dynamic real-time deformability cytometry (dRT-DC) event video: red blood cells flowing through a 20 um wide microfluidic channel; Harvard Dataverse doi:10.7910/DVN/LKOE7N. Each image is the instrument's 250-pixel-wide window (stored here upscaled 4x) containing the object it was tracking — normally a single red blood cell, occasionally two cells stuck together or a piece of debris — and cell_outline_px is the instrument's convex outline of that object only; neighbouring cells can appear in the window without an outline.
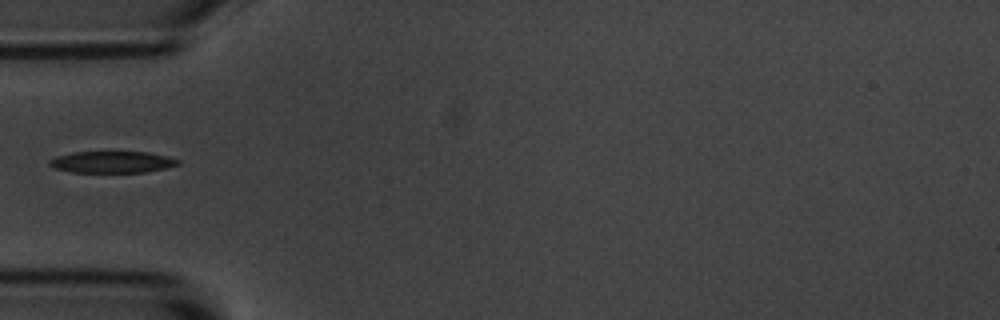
{"species": "common noctule bat (a hibernating species)", "species_latin": "Nyctalus noctula", "temperature_condition": "room temperature", "stored_images_in_passage": 38, "camera_frame_rate_fps": 3000, "um_per_image_px": 0.085, "animal": {"sex": "male", "body_mass_g": 20.1, "forearm_length_mm": 53.5}, "frame": {"image": 1, "passage_image": 1, "time_ms": 0.0, "image_size_px": [1000, 320], "cell_outline_px": [[180, 164], [168, 168], [144, 172], [72, 172], [56, 168], [48, 164], [48, 160], [56, 156], [72, 152], [148, 152], [168, 156], [180, 160]], "centroid_in_image_um": [9.56, 13.77], "position_along_channel_um": 75.4, "area_um2": 16.24}}
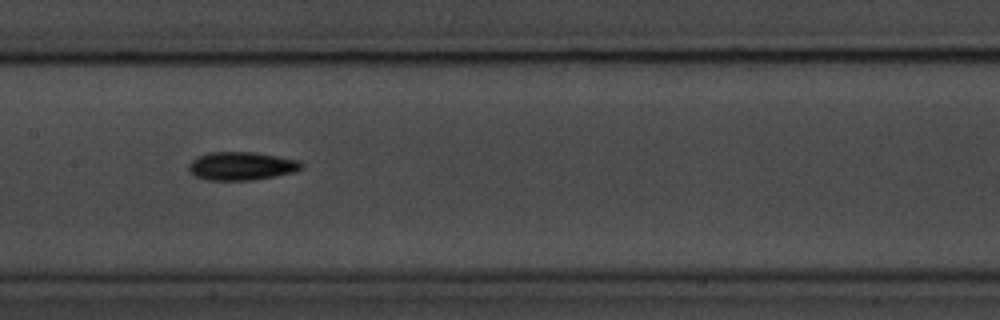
{"frame": {"image": 2, "passage_image": 10, "time_ms": 3.0, "image_size_px": [1000, 320], "cell_outline_px": [[304, 168], [296, 172], [276, 176], [252, 180], [208, 180], [196, 176], [188, 168], [188, 164], [196, 156], [208, 152], [252, 152], [300, 160], [304, 164]], "centroid_in_image_um": [20.56, 14.11], "position_along_channel_um": 186.8, "area_um2": 18.73}}
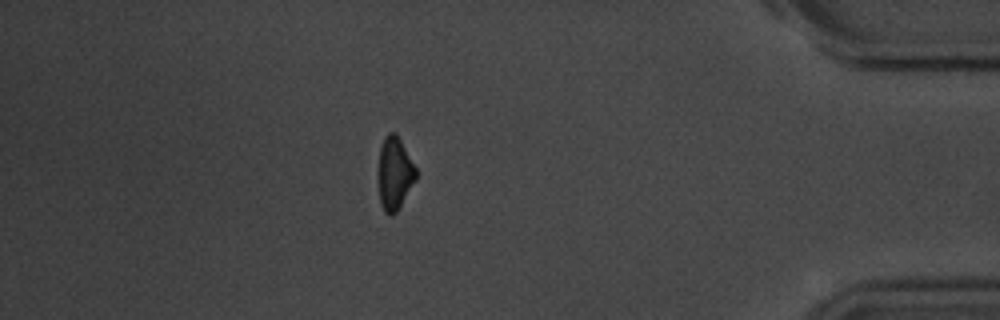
{"frame": {"image": 3, "passage_image": 31, "time_ms": 10.0, "image_size_px": [1000, 320], "cell_outline_px": [[416, 180], [396, 212], [392, 216], [388, 216], [384, 212], [380, 204], [380, 148], [384, 136], [388, 132], [392, 132], [400, 140], [416, 168]], "centroid_in_image_um": [33.55, 14.78], "position_along_channel_um": 401.6, "area_um2": 15.49}}